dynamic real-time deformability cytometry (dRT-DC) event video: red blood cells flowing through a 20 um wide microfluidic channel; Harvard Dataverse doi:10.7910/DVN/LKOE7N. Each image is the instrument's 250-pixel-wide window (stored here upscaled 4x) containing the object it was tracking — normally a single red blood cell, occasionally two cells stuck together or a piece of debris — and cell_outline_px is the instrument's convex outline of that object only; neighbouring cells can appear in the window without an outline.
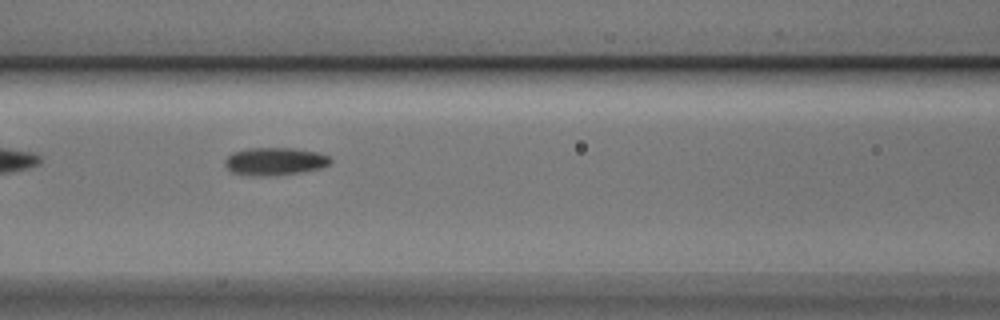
{"species": "Egyptian fruit bat (a non-hibernating species)", "species_latin": "Rousettus aegyptiacus", "temperature_condition": "cold", "stored_images_in_passage": 11, "camera_frame_rate_fps": 3000, "um_per_image_px": 0.085, "animal": {"sex": "male"}, "frame": {"image": 1, "passage_image": 7, "time_ms": 2.0, "image_size_px": [1000, 320], "cell_outline_px": [[332, 160], [328, 164], [320, 168], [300, 172], [276, 176], [252, 176], [232, 172], [224, 164], [224, 160], [232, 152], [248, 148], [292, 148], [316, 152], [328, 156]], "centroid_in_image_um": [23.32, 13.72], "position_along_channel_um": 143.3, "area_um2": 17.05}}
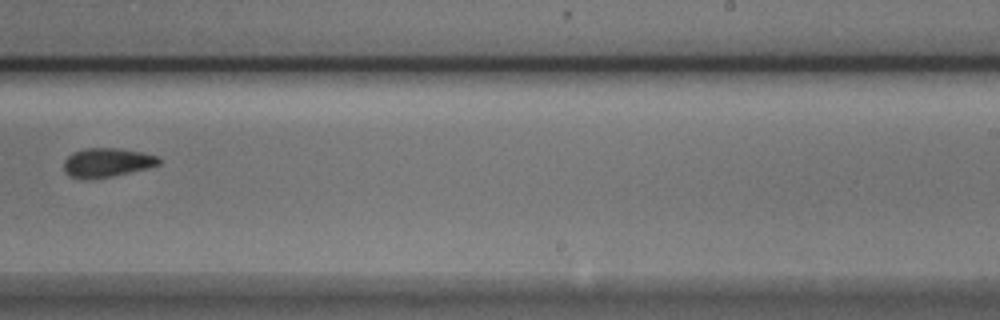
{"frame": {"image": 2, "passage_image": 10, "time_ms": 3.0, "image_size_px": [1000, 320], "cell_outline_px": [[160, 164], [112, 176], [84, 180], [72, 176], [64, 168], [64, 160], [72, 152], [84, 148], [120, 148], [140, 152], [156, 156], [160, 160]], "centroid_in_image_um": [9.05, 13.8], "position_along_channel_um": 280.0, "area_um2": 15.78}}
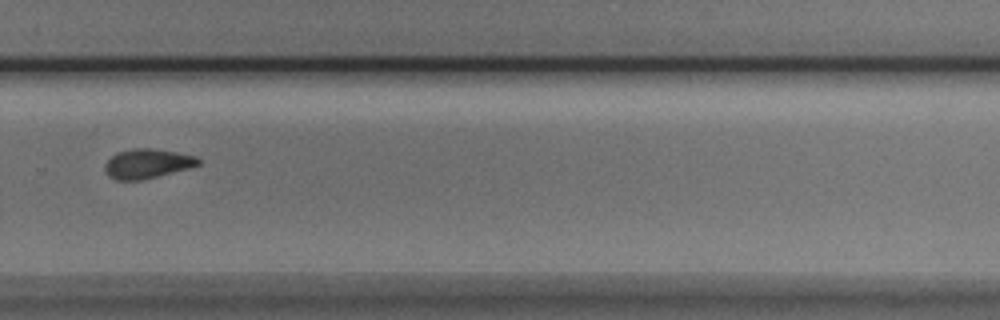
{"frame": {"image": 3, "passage_image": 11, "time_ms": 3.333, "image_size_px": [1000, 320], "cell_outline_px": [[200, 164], [188, 168], [140, 180], [116, 180], [108, 176], [104, 168], [104, 164], [116, 152], [132, 148], [152, 148], [176, 152], [196, 156], [200, 160]], "centroid_in_image_um": [12.48, 13.9], "position_along_channel_um": 317.3, "area_um2": 15.95}}